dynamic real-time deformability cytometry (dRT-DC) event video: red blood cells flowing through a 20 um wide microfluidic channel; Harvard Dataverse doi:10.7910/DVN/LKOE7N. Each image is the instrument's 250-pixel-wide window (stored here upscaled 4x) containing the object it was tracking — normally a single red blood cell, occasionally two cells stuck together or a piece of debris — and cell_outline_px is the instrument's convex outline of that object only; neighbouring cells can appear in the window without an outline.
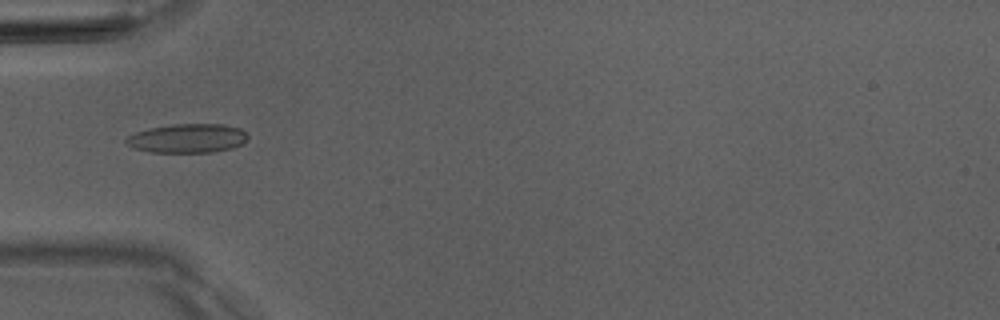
{"species": "Egyptian fruit bat (a non-hibernating species)", "species_latin": "Rousettus aegyptiacus", "temperature_condition": "room temperature", "stored_images_in_passage": 5, "camera_frame_rate_fps": 3000, "um_per_image_px": 0.085, "animal": {"sex": "male"}, "frame": {"image": 1, "passage_image": 5, "time_ms": 4.667, "image_size_px": [1000, 320], "cell_outline_px": [[248, 140], [244, 144], [232, 148], [212, 152], [152, 152], [132, 148], [124, 140], [128, 136], [136, 132], [148, 128], [172, 124], [224, 124], [240, 128], [248, 136]], "centroid_in_image_um": [15.96, 11.75], "position_along_channel_um": 69.0, "area_um2": 20.69}}